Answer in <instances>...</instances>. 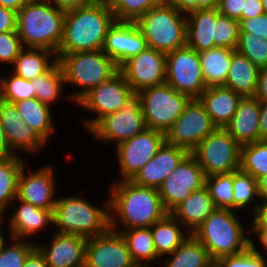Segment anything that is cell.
<instances>
[{"instance_id":"obj_1","label":"cell","mask_w":267,"mask_h":267,"mask_svg":"<svg viewBox=\"0 0 267 267\" xmlns=\"http://www.w3.org/2000/svg\"><path fill=\"white\" fill-rule=\"evenodd\" d=\"M111 183L109 213L112 230L148 228L168 213L158 189L138 186L131 180Z\"/></svg>"},{"instance_id":"obj_2","label":"cell","mask_w":267,"mask_h":267,"mask_svg":"<svg viewBox=\"0 0 267 267\" xmlns=\"http://www.w3.org/2000/svg\"><path fill=\"white\" fill-rule=\"evenodd\" d=\"M115 21L104 0L66 11L63 37L56 54L102 50L107 31Z\"/></svg>"},{"instance_id":"obj_3","label":"cell","mask_w":267,"mask_h":267,"mask_svg":"<svg viewBox=\"0 0 267 267\" xmlns=\"http://www.w3.org/2000/svg\"><path fill=\"white\" fill-rule=\"evenodd\" d=\"M66 11L51 0H30L17 12V32L24 48L58 52Z\"/></svg>"},{"instance_id":"obj_4","label":"cell","mask_w":267,"mask_h":267,"mask_svg":"<svg viewBox=\"0 0 267 267\" xmlns=\"http://www.w3.org/2000/svg\"><path fill=\"white\" fill-rule=\"evenodd\" d=\"M238 218L235 211L217 208L192 233L214 262L224 256L242 253L250 246V224L245 226Z\"/></svg>"},{"instance_id":"obj_5","label":"cell","mask_w":267,"mask_h":267,"mask_svg":"<svg viewBox=\"0 0 267 267\" xmlns=\"http://www.w3.org/2000/svg\"><path fill=\"white\" fill-rule=\"evenodd\" d=\"M103 208L82 196H60L52 211L56 232L81 235L86 238L105 233L110 228L109 196Z\"/></svg>"},{"instance_id":"obj_6","label":"cell","mask_w":267,"mask_h":267,"mask_svg":"<svg viewBox=\"0 0 267 267\" xmlns=\"http://www.w3.org/2000/svg\"><path fill=\"white\" fill-rule=\"evenodd\" d=\"M62 66L66 85H73L77 91L67 95L70 102L76 103L91 89L108 81L119 68L102 50L56 54Z\"/></svg>"},{"instance_id":"obj_7","label":"cell","mask_w":267,"mask_h":267,"mask_svg":"<svg viewBox=\"0 0 267 267\" xmlns=\"http://www.w3.org/2000/svg\"><path fill=\"white\" fill-rule=\"evenodd\" d=\"M135 24L151 49L167 54L186 45V15L168 2L149 10Z\"/></svg>"},{"instance_id":"obj_8","label":"cell","mask_w":267,"mask_h":267,"mask_svg":"<svg viewBox=\"0 0 267 267\" xmlns=\"http://www.w3.org/2000/svg\"><path fill=\"white\" fill-rule=\"evenodd\" d=\"M146 128L141 95L139 92L132 91L125 99L122 109L102 117L88 133L95 140L105 142V144L115 143L116 147Z\"/></svg>"},{"instance_id":"obj_9","label":"cell","mask_w":267,"mask_h":267,"mask_svg":"<svg viewBox=\"0 0 267 267\" xmlns=\"http://www.w3.org/2000/svg\"><path fill=\"white\" fill-rule=\"evenodd\" d=\"M145 125L166 134L183 113L191 98L166 82L139 92Z\"/></svg>"},{"instance_id":"obj_10","label":"cell","mask_w":267,"mask_h":267,"mask_svg":"<svg viewBox=\"0 0 267 267\" xmlns=\"http://www.w3.org/2000/svg\"><path fill=\"white\" fill-rule=\"evenodd\" d=\"M205 176L240 169L241 145L225 128L217 127L191 152Z\"/></svg>"},{"instance_id":"obj_11","label":"cell","mask_w":267,"mask_h":267,"mask_svg":"<svg viewBox=\"0 0 267 267\" xmlns=\"http://www.w3.org/2000/svg\"><path fill=\"white\" fill-rule=\"evenodd\" d=\"M166 83L197 99L206 89L199 53L185 45L166 54Z\"/></svg>"},{"instance_id":"obj_12","label":"cell","mask_w":267,"mask_h":267,"mask_svg":"<svg viewBox=\"0 0 267 267\" xmlns=\"http://www.w3.org/2000/svg\"><path fill=\"white\" fill-rule=\"evenodd\" d=\"M131 92V86L120 71L108 81L91 89L76 103L88 112L94 113V117L83 121V128L89 131L102 117L122 109L125 99Z\"/></svg>"},{"instance_id":"obj_13","label":"cell","mask_w":267,"mask_h":267,"mask_svg":"<svg viewBox=\"0 0 267 267\" xmlns=\"http://www.w3.org/2000/svg\"><path fill=\"white\" fill-rule=\"evenodd\" d=\"M165 141V133L146 128L131 139L118 144L115 151L120 167V179L117 181L131 180L157 154Z\"/></svg>"},{"instance_id":"obj_14","label":"cell","mask_w":267,"mask_h":267,"mask_svg":"<svg viewBox=\"0 0 267 267\" xmlns=\"http://www.w3.org/2000/svg\"><path fill=\"white\" fill-rule=\"evenodd\" d=\"M217 127L198 99H191L183 113L166 132V142L183 147L190 153Z\"/></svg>"},{"instance_id":"obj_15","label":"cell","mask_w":267,"mask_h":267,"mask_svg":"<svg viewBox=\"0 0 267 267\" xmlns=\"http://www.w3.org/2000/svg\"><path fill=\"white\" fill-rule=\"evenodd\" d=\"M205 178L197 159L189 153L165 178L158 189L165 210L170 213L193 191L204 187Z\"/></svg>"},{"instance_id":"obj_16","label":"cell","mask_w":267,"mask_h":267,"mask_svg":"<svg viewBox=\"0 0 267 267\" xmlns=\"http://www.w3.org/2000/svg\"><path fill=\"white\" fill-rule=\"evenodd\" d=\"M119 71L135 92L163 84L166 82V53L147 47L127 60Z\"/></svg>"},{"instance_id":"obj_17","label":"cell","mask_w":267,"mask_h":267,"mask_svg":"<svg viewBox=\"0 0 267 267\" xmlns=\"http://www.w3.org/2000/svg\"><path fill=\"white\" fill-rule=\"evenodd\" d=\"M127 244L120 232L109 228L105 233L88 238L84 267H135Z\"/></svg>"},{"instance_id":"obj_18","label":"cell","mask_w":267,"mask_h":267,"mask_svg":"<svg viewBox=\"0 0 267 267\" xmlns=\"http://www.w3.org/2000/svg\"><path fill=\"white\" fill-rule=\"evenodd\" d=\"M0 121L9 150L14 155L40 153L47 142L23 121L14 104L0 100ZM18 152V153H17Z\"/></svg>"},{"instance_id":"obj_19","label":"cell","mask_w":267,"mask_h":267,"mask_svg":"<svg viewBox=\"0 0 267 267\" xmlns=\"http://www.w3.org/2000/svg\"><path fill=\"white\" fill-rule=\"evenodd\" d=\"M26 165L29 166L28 163L24 165L18 178L17 197L36 207L53 211L58 198L55 167L46 164L38 170L28 172Z\"/></svg>"},{"instance_id":"obj_20","label":"cell","mask_w":267,"mask_h":267,"mask_svg":"<svg viewBox=\"0 0 267 267\" xmlns=\"http://www.w3.org/2000/svg\"><path fill=\"white\" fill-rule=\"evenodd\" d=\"M147 47L146 39L135 22L115 21L107 31L102 51L120 68Z\"/></svg>"},{"instance_id":"obj_21","label":"cell","mask_w":267,"mask_h":267,"mask_svg":"<svg viewBox=\"0 0 267 267\" xmlns=\"http://www.w3.org/2000/svg\"><path fill=\"white\" fill-rule=\"evenodd\" d=\"M53 233L50 243H36V248L44 256L48 266L84 267L88 238L56 231Z\"/></svg>"},{"instance_id":"obj_22","label":"cell","mask_w":267,"mask_h":267,"mask_svg":"<svg viewBox=\"0 0 267 267\" xmlns=\"http://www.w3.org/2000/svg\"><path fill=\"white\" fill-rule=\"evenodd\" d=\"M189 153L185 148L165 141L157 154L135 174L131 181L138 186L159 189L165 178Z\"/></svg>"},{"instance_id":"obj_23","label":"cell","mask_w":267,"mask_h":267,"mask_svg":"<svg viewBox=\"0 0 267 267\" xmlns=\"http://www.w3.org/2000/svg\"><path fill=\"white\" fill-rule=\"evenodd\" d=\"M12 205L15 211L8 216L7 226L11 238L32 241L34 235L53 224L52 210L36 207L18 197Z\"/></svg>"},{"instance_id":"obj_24","label":"cell","mask_w":267,"mask_h":267,"mask_svg":"<svg viewBox=\"0 0 267 267\" xmlns=\"http://www.w3.org/2000/svg\"><path fill=\"white\" fill-rule=\"evenodd\" d=\"M259 117V101L255 97H242L225 129L241 146L260 141Z\"/></svg>"},{"instance_id":"obj_25","label":"cell","mask_w":267,"mask_h":267,"mask_svg":"<svg viewBox=\"0 0 267 267\" xmlns=\"http://www.w3.org/2000/svg\"><path fill=\"white\" fill-rule=\"evenodd\" d=\"M216 127L225 128L237 110L242 96L225 86L207 87L197 98Z\"/></svg>"},{"instance_id":"obj_26","label":"cell","mask_w":267,"mask_h":267,"mask_svg":"<svg viewBox=\"0 0 267 267\" xmlns=\"http://www.w3.org/2000/svg\"><path fill=\"white\" fill-rule=\"evenodd\" d=\"M206 186L193 191L170 213L191 234L216 210Z\"/></svg>"},{"instance_id":"obj_27","label":"cell","mask_w":267,"mask_h":267,"mask_svg":"<svg viewBox=\"0 0 267 267\" xmlns=\"http://www.w3.org/2000/svg\"><path fill=\"white\" fill-rule=\"evenodd\" d=\"M218 9H198L186 16V45L197 51L215 47V20Z\"/></svg>"},{"instance_id":"obj_28","label":"cell","mask_w":267,"mask_h":267,"mask_svg":"<svg viewBox=\"0 0 267 267\" xmlns=\"http://www.w3.org/2000/svg\"><path fill=\"white\" fill-rule=\"evenodd\" d=\"M260 68L237 51L232 55L225 87L242 97H253L256 91Z\"/></svg>"},{"instance_id":"obj_29","label":"cell","mask_w":267,"mask_h":267,"mask_svg":"<svg viewBox=\"0 0 267 267\" xmlns=\"http://www.w3.org/2000/svg\"><path fill=\"white\" fill-rule=\"evenodd\" d=\"M150 228L155 249L161 258L173 253L191 234L171 213Z\"/></svg>"},{"instance_id":"obj_30","label":"cell","mask_w":267,"mask_h":267,"mask_svg":"<svg viewBox=\"0 0 267 267\" xmlns=\"http://www.w3.org/2000/svg\"><path fill=\"white\" fill-rule=\"evenodd\" d=\"M58 58L55 52L42 48H24L17 56L11 70L26 80L34 78L49 71Z\"/></svg>"},{"instance_id":"obj_31","label":"cell","mask_w":267,"mask_h":267,"mask_svg":"<svg viewBox=\"0 0 267 267\" xmlns=\"http://www.w3.org/2000/svg\"><path fill=\"white\" fill-rule=\"evenodd\" d=\"M13 104L22 115L23 121L49 143L57 126L53 121L51 106L40 102L37 98L25 99Z\"/></svg>"},{"instance_id":"obj_32","label":"cell","mask_w":267,"mask_h":267,"mask_svg":"<svg viewBox=\"0 0 267 267\" xmlns=\"http://www.w3.org/2000/svg\"><path fill=\"white\" fill-rule=\"evenodd\" d=\"M236 50L216 47L199 52L205 86H224Z\"/></svg>"},{"instance_id":"obj_33","label":"cell","mask_w":267,"mask_h":267,"mask_svg":"<svg viewBox=\"0 0 267 267\" xmlns=\"http://www.w3.org/2000/svg\"><path fill=\"white\" fill-rule=\"evenodd\" d=\"M27 160L21 155L0 158V213L7 217L11 203L18 195V178Z\"/></svg>"},{"instance_id":"obj_34","label":"cell","mask_w":267,"mask_h":267,"mask_svg":"<svg viewBox=\"0 0 267 267\" xmlns=\"http://www.w3.org/2000/svg\"><path fill=\"white\" fill-rule=\"evenodd\" d=\"M161 266L164 267H209L214 261L208 250L193 235L190 236L173 252L166 255ZM167 258V259H166Z\"/></svg>"},{"instance_id":"obj_35","label":"cell","mask_w":267,"mask_h":267,"mask_svg":"<svg viewBox=\"0 0 267 267\" xmlns=\"http://www.w3.org/2000/svg\"><path fill=\"white\" fill-rule=\"evenodd\" d=\"M132 260L136 265H153L161 258L155 249L151 228L121 230ZM158 259V260H157Z\"/></svg>"},{"instance_id":"obj_36","label":"cell","mask_w":267,"mask_h":267,"mask_svg":"<svg viewBox=\"0 0 267 267\" xmlns=\"http://www.w3.org/2000/svg\"><path fill=\"white\" fill-rule=\"evenodd\" d=\"M35 98L49 106L61 100L64 91L65 76L62 66L57 62L49 71L31 80Z\"/></svg>"},{"instance_id":"obj_37","label":"cell","mask_w":267,"mask_h":267,"mask_svg":"<svg viewBox=\"0 0 267 267\" xmlns=\"http://www.w3.org/2000/svg\"><path fill=\"white\" fill-rule=\"evenodd\" d=\"M233 199L234 211L251 209L249 215H252L259 205L260 197L258 194L257 180L241 168L233 171ZM256 199V200H255ZM259 199V200H258ZM257 201V202H255ZM254 203V204H253ZM250 205V206H249ZM251 207V208H248ZM246 208V209H245Z\"/></svg>"},{"instance_id":"obj_38","label":"cell","mask_w":267,"mask_h":267,"mask_svg":"<svg viewBox=\"0 0 267 267\" xmlns=\"http://www.w3.org/2000/svg\"><path fill=\"white\" fill-rule=\"evenodd\" d=\"M240 168L256 180L267 175V140L241 146Z\"/></svg>"},{"instance_id":"obj_39","label":"cell","mask_w":267,"mask_h":267,"mask_svg":"<svg viewBox=\"0 0 267 267\" xmlns=\"http://www.w3.org/2000/svg\"><path fill=\"white\" fill-rule=\"evenodd\" d=\"M205 186L216 208L234 211L233 172L206 176Z\"/></svg>"},{"instance_id":"obj_40","label":"cell","mask_w":267,"mask_h":267,"mask_svg":"<svg viewBox=\"0 0 267 267\" xmlns=\"http://www.w3.org/2000/svg\"><path fill=\"white\" fill-rule=\"evenodd\" d=\"M111 9L116 21L136 22L152 8L158 6V0H104Z\"/></svg>"},{"instance_id":"obj_41","label":"cell","mask_w":267,"mask_h":267,"mask_svg":"<svg viewBox=\"0 0 267 267\" xmlns=\"http://www.w3.org/2000/svg\"><path fill=\"white\" fill-rule=\"evenodd\" d=\"M31 98H35V90L31 81L21 78L12 71L8 76H0V100L13 104Z\"/></svg>"},{"instance_id":"obj_42","label":"cell","mask_w":267,"mask_h":267,"mask_svg":"<svg viewBox=\"0 0 267 267\" xmlns=\"http://www.w3.org/2000/svg\"><path fill=\"white\" fill-rule=\"evenodd\" d=\"M10 241L0 251V267H23L29 254L36 248V241L11 237Z\"/></svg>"},{"instance_id":"obj_43","label":"cell","mask_w":267,"mask_h":267,"mask_svg":"<svg viewBox=\"0 0 267 267\" xmlns=\"http://www.w3.org/2000/svg\"><path fill=\"white\" fill-rule=\"evenodd\" d=\"M236 51L247 57L259 68L267 66V39L249 37V33H239V42Z\"/></svg>"},{"instance_id":"obj_44","label":"cell","mask_w":267,"mask_h":267,"mask_svg":"<svg viewBox=\"0 0 267 267\" xmlns=\"http://www.w3.org/2000/svg\"><path fill=\"white\" fill-rule=\"evenodd\" d=\"M239 31V21L219 14L215 20V47L236 50Z\"/></svg>"},{"instance_id":"obj_45","label":"cell","mask_w":267,"mask_h":267,"mask_svg":"<svg viewBox=\"0 0 267 267\" xmlns=\"http://www.w3.org/2000/svg\"><path fill=\"white\" fill-rule=\"evenodd\" d=\"M23 49L18 32H0V63H6L10 68Z\"/></svg>"},{"instance_id":"obj_46","label":"cell","mask_w":267,"mask_h":267,"mask_svg":"<svg viewBox=\"0 0 267 267\" xmlns=\"http://www.w3.org/2000/svg\"><path fill=\"white\" fill-rule=\"evenodd\" d=\"M239 29V33H249V37L267 39V14L263 13L255 18L241 19Z\"/></svg>"},{"instance_id":"obj_47","label":"cell","mask_w":267,"mask_h":267,"mask_svg":"<svg viewBox=\"0 0 267 267\" xmlns=\"http://www.w3.org/2000/svg\"><path fill=\"white\" fill-rule=\"evenodd\" d=\"M183 15H188L198 9H217L219 0H168Z\"/></svg>"},{"instance_id":"obj_48","label":"cell","mask_w":267,"mask_h":267,"mask_svg":"<svg viewBox=\"0 0 267 267\" xmlns=\"http://www.w3.org/2000/svg\"><path fill=\"white\" fill-rule=\"evenodd\" d=\"M245 0H219L218 11L224 16L240 21L244 12Z\"/></svg>"},{"instance_id":"obj_49","label":"cell","mask_w":267,"mask_h":267,"mask_svg":"<svg viewBox=\"0 0 267 267\" xmlns=\"http://www.w3.org/2000/svg\"><path fill=\"white\" fill-rule=\"evenodd\" d=\"M0 32H17V12L0 6Z\"/></svg>"},{"instance_id":"obj_50","label":"cell","mask_w":267,"mask_h":267,"mask_svg":"<svg viewBox=\"0 0 267 267\" xmlns=\"http://www.w3.org/2000/svg\"><path fill=\"white\" fill-rule=\"evenodd\" d=\"M250 219V229H267V200H261Z\"/></svg>"},{"instance_id":"obj_51","label":"cell","mask_w":267,"mask_h":267,"mask_svg":"<svg viewBox=\"0 0 267 267\" xmlns=\"http://www.w3.org/2000/svg\"><path fill=\"white\" fill-rule=\"evenodd\" d=\"M216 263L219 267H246V250L236 255L221 257Z\"/></svg>"},{"instance_id":"obj_52","label":"cell","mask_w":267,"mask_h":267,"mask_svg":"<svg viewBox=\"0 0 267 267\" xmlns=\"http://www.w3.org/2000/svg\"><path fill=\"white\" fill-rule=\"evenodd\" d=\"M258 101H267V66L259 70L258 82L254 96Z\"/></svg>"},{"instance_id":"obj_53","label":"cell","mask_w":267,"mask_h":267,"mask_svg":"<svg viewBox=\"0 0 267 267\" xmlns=\"http://www.w3.org/2000/svg\"><path fill=\"white\" fill-rule=\"evenodd\" d=\"M59 8L64 11H68L75 8H81L94 5L101 0H51Z\"/></svg>"},{"instance_id":"obj_54","label":"cell","mask_w":267,"mask_h":267,"mask_svg":"<svg viewBox=\"0 0 267 267\" xmlns=\"http://www.w3.org/2000/svg\"><path fill=\"white\" fill-rule=\"evenodd\" d=\"M264 13L261 0H245L244 12H242V19L255 18Z\"/></svg>"},{"instance_id":"obj_55","label":"cell","mask_w":267,"mask_h":267,"mask_svg":"<svg viewBox=\"0 0 267 267\" xmlns=\"http://www.w3.org/2000/svg\"><path fill=\"white\" fill-rule=\"evenodd\" d=\"M250 234L251 236L252 235L255 236L256 240L258 238L259 240L258 242L259 244H261L260 246H262L261 249H263L261 252V250L257 248L258 247L257 243L254 242L252 239H250V246L253 248V250L256 253L261 254L262 256H264L265 253L267 255V229H250Z\"/></svg>"},{"instance_id":"obj_56","label":"cell","mask_w":267,"mask_h":267,"mask_svg":"<svg viewBox=\"0 0 267 267\" xmlns=\"http://www.w3.org/2000/svg\"><path fill=\"white\" fill-rule=\"evenodd\" d=\"M267 256L256 253L251 246L246 249V267H267Z\"/></svg>"},{"instance_id":"obj_57","label":"cell","mask_w":267,"mask_h":267,"mask_svg":"<svg viewBox=\"0 0 267 267\" xmlns=\"http://www.w3.org/2000/svg\"><path fill=\"white\" fill-rule=\"evenodd\" d=\"M23 267H49L44 256L35 248L27 257Z\"/></svg>"},{"instance_id":"obj_58","label":"cell","mask_w":267,"mask_h":267,"mask_svg":"<svg viewBox=\"0 0 267 267\" xmlns=\"http://www.w3.org/2000/svg\"><path fill=\"white\" fill-rule=\"evenodd\" d=\"M260 117H259V134L260 141L267 140V101H259Z\"/></svg>"},{"instance_id":"obj_59","label":"cell","mask_w":267,"mask_h":267,"mask_svg":"<svg viewBox=\"0 0 267 267\" xmlns=\"http://www.w3.org/2000/svg\"><path fill=\"white\" fill-rule=\"evenodd\" d=\"M30 0H0V6L12 9L18 12L22 9Z\"/></svg>"},{"instance_id":"obj_60","label":"cell","mask_w":267,"mask_h":267,"mask_svg":"<svg viewBox=\"0 0 267 267\" xmlns=\"http://www.w3.org/2000/svg\"><path fill=\"white\" fill-rule=\"evenodd\" d=\"M14 155L8 147V144L5 139L4 130L0 121V158H7Z\"/></svg>"},{"instance_id":"obj_61","label":"cell","mask_w":267,"mask_h":267,"mask_svg":"<svg viewBox=\"0 0 267 267\" xmlns=\"http://www.w3.org/2000/svg\"><path fill=\"white\" fill-rule=\"evenodd\" d=\"M257 186L260 200H267V175L257 179Z\"/></svg>"},{"instance_id":"obj_62","label":"cell","mask_w":267,"mask_h":267,"mask_svg":"<svg viewBox=\"0 0 267 267\" xmlns=\"http://www.w3.org/2000/svg\"><path fill=\"white\" fill-rule=\"evenodd\" d=\"M4 220H6L5 217H3V218L0 220V251H1L2 247H3V245H4L5 243H7V240H9V239H5V237H6V236H4V235H5V232L3 233V230H4V229L2 228V226H4V225H3ZM1 229H2V230H1Z\"/></svg>"},{"instance_id":"obj_63","label":"cell","mask_w":267,"mask_h":267,"mask_svg":"<svg viewBox=\"0 0 267 267\" xmlns=\"http://www.w3.org/2000/svg\"><path fill=\"white\" fill-rule=\"evenodd\" d=\"M263 5L264 13L267 14V0H261Z\"/></svg>"},{"instance_id":"obj_64","label":"cell","mask_w":267,"mask_h":267,"mask_svg":"<svg viewBox=\"0 0 267 267\" xmlns=\"http://www.w3.org/2000/svg\"><path fill=\"white\" fill-rule=\"evenodd\" d=\"M209 267H219L216 262H213Z\"/></svg>"},{"instance_id":"obj_65","label":"cell","mask_w":267,"mask_h":267,"mask_svg":"<svg viewBox=\"0 0 267 267\" xmlns=\"http://www.w3.org/2000/svg\"><path fill=\"white\" fill-rule=\"evenodd\" d=\"M135 267H151V265H136Z\"/></svg>"},{"instance_id":"obj_66","label":"cell","mask_w":267,"mask_h":267,"mask_svg":"<svg viewBox=\"0 0 267 267\" xmlns=\"http://www.w3.org/2000/svg\"><path fill=\"white\" fill-rule=\"evenodd\" d=\"M160 3H167L168 0H158Z\"/></svg>"}]
</instances>
